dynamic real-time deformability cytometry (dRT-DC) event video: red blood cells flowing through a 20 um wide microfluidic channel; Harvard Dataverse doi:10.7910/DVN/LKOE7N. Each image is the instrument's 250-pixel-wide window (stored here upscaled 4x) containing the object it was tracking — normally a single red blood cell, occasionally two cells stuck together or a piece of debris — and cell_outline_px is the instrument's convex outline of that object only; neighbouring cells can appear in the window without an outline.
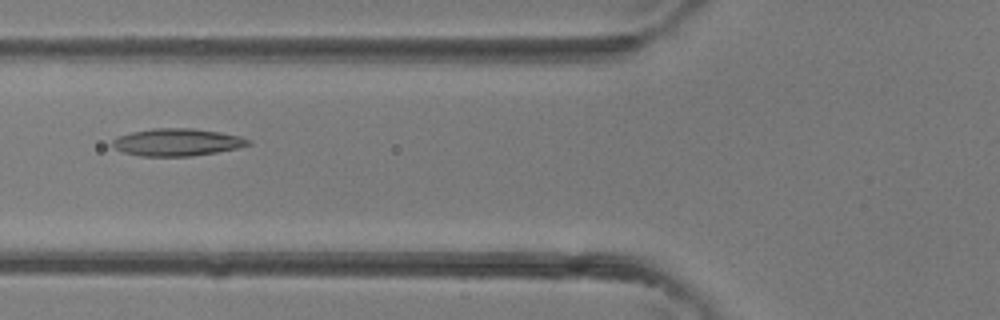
{"species": "common noctule bat (a hibernating species)", "species_latin": "Nyctalus noctula", "temperature_condition": "room temperature", "stored_images_in_passage": 3, "camera_frame_rate_fps": 3000, "um_per_image_px": 0.085, "animal": {"sex": "female"}, "frame": {"image": 1, "passage_image": 3, "time_ms": 0.667, "image_size_px": [1000, 320], "cell_outline_px": [[252, 144], [236, 148], [216, 152], [192, 156], [140, 156], [124, 152], [116, 148], [112, 144], [112, 140], [116, 136], [132, 132], [152, 128], [192, 128], [220, 132], [240, 136], [252, 140]], "centroid_in_image_um": [15.06, 12.08], "position_along_channel_um": 110.7, "area_um2": 21.68}}